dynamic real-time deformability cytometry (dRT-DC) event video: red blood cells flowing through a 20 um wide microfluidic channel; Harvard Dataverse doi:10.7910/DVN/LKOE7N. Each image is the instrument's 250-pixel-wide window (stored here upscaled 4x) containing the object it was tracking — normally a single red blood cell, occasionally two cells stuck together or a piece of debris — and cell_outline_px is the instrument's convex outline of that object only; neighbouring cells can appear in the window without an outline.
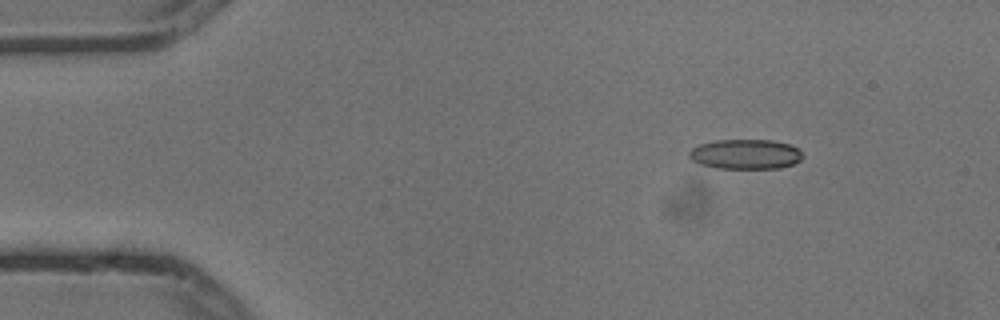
{"species": "common noctule bat (a hibernating species)", "species_latin": "Nyctalus noctula", "temperature_condition": "cold", "stored_images_in_passage": 7, "camera_frame_rate_fps": 3000, "um_per_image_px": 0.085, "animal": {"sex": "male", "body_mass_g": 13.3}, "frame": {"image": 1, "passage_image": 2, "time_ms": 0.333, "image_size_px": [1000, 320], "cell_outline_px": [[804, 156], [800, 160], [792, 164], [780, 168], [716, 168], [700, 164], [692, 160], [688, 156], [688, 152], [692, 148], [700, 144], [716, 140], [772, 140], [788, 144], [804, 152]], "centroid_in_image_um": [63.36, 13.1], "position_along_channel_um": 21.6, "area_um2": 19.77}}
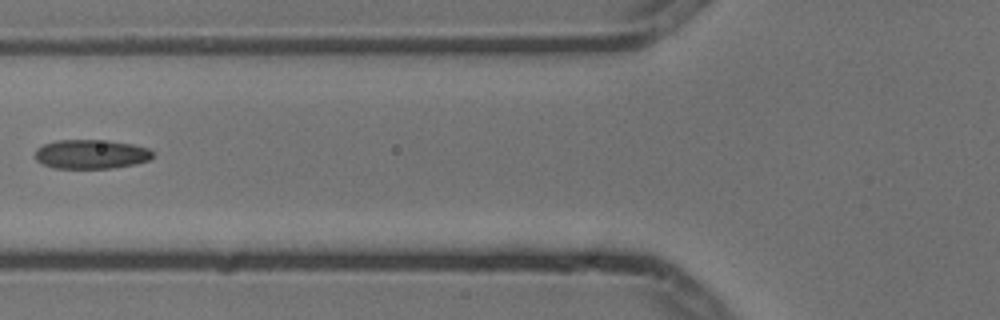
{"frame": {"image": 2, "passage_image": 6, "time_ms": 1.667, "image_size_px": [1000, 320], "cell_outline_px": [[156, 152], [148, 160], [136, 164], [112, 168], [52, 168], [36, 160], [32, 156], [36, 148], [44, 144], [56, 140], [108, 140], [132, 144], [148, 148]], "centroid_in_image_um": [7.72, 13.1], "position_along_channel_um": 118.1, "area_um2": 20.29}}
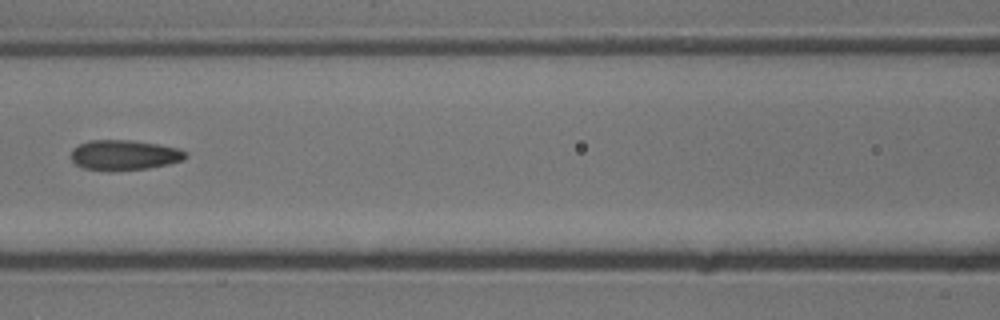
{"frame": {"image": 3, "passage_image": 7, "time_ms": 2.0, "image_size_px": [1000, 320], "cell_outline_px": [[188, 156], [184, 160], [168, 164], [148, 168], [112, 172], [108, 172], [84, 168], [76, 164], [72, 160], [72, 148], [88, 140], [132, 140], [160, 144], [176, 148], [184, 152]], "centroid_in_image_um": [10.55, 13.19], "position_along_channel_um": 156.1, "area_um2": 20.35}}